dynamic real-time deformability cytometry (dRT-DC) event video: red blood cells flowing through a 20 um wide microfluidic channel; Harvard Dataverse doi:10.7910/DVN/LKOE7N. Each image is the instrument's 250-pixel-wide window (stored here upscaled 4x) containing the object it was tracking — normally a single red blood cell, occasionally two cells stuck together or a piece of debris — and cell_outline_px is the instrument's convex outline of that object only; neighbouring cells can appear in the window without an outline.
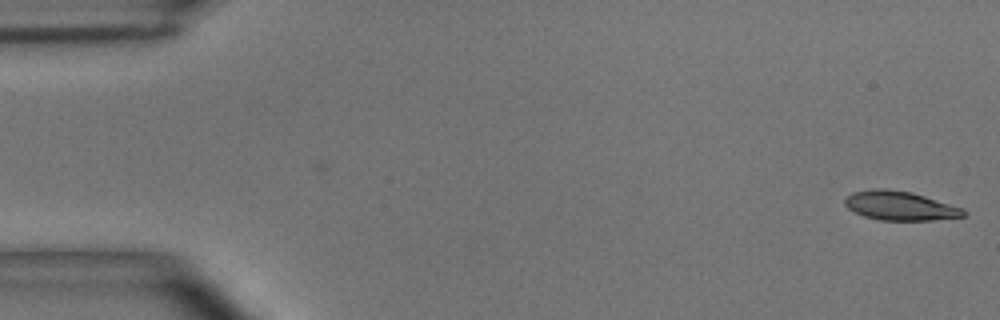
{"species": "common noctule bat (a hibernating species)", "species_latin": "Nyctalus noctula", "temperature_condition": "room temperature", "stored_images_in_passage": 44, "camera_frame_rate_fps": 3000, "um_per_image_px": 0.085, "animal": {"sex": "male", "body_mass_g": 15.6}, "frame": {"image": 1, "passage_image": 1, "time_ms": 0.0, "image_size_px": [1000, 320], "cell_outline_px": [[968, 212], [964, 216], [932, 220], [880, 220], [864, 216], [848, 208], [844, 204], [844, 200], [852, 192], [872, 188], [888, 188], [912, 192], [964, 208]], "centroid_in_image_um": [76.51, 17.48], "position_along_channel_um": 8.5, "area_um2": 20.23}}
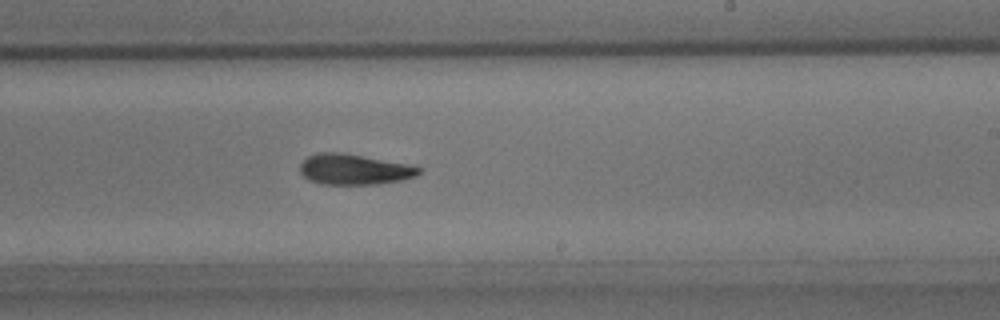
{"frame": {"image": 2, "passage_image": 29, "time_ms": 9.333, "image_size_px": [1000, 320], "cell_outline_px": [[424, 172], [416, 176], [400, 180], [376, 184], [320, 184], [308, 180], [300, 172], [300, 164], [308, 156], [320, 152], [340, 152], [404, 164], [424, 168]], "centroid_in_image_um": [30.09, 14.41], "position_along_channel_um": 258.9, "area_um2": 20.98}}
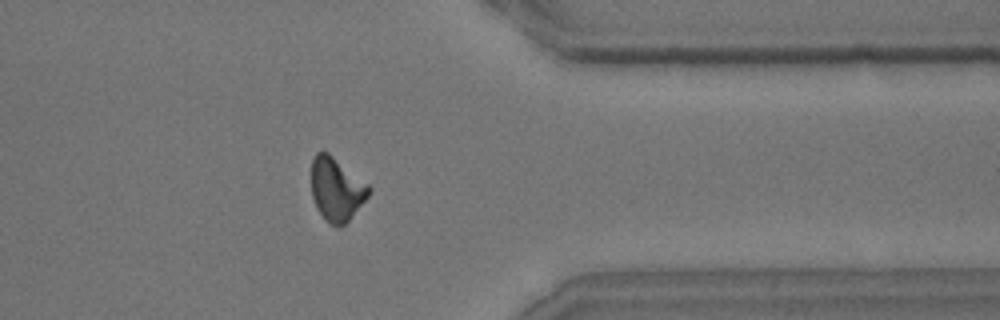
{"frame": {"image": 3, "passage_image": 39, "time_ms": 12.667, "image_size_px": [1000, 320], "cell_outline_px": [[372, 188], [368, 196], [348, 220], [340, 228], [332, 224], [316, 208], [312, 196], [312, 156], [316, 152], [328, 152], [368, 184]], "centroid_in_image_um": [28.59, 16.06], "position_along_channel_um": 382.8, "area_um2": 20.87}}